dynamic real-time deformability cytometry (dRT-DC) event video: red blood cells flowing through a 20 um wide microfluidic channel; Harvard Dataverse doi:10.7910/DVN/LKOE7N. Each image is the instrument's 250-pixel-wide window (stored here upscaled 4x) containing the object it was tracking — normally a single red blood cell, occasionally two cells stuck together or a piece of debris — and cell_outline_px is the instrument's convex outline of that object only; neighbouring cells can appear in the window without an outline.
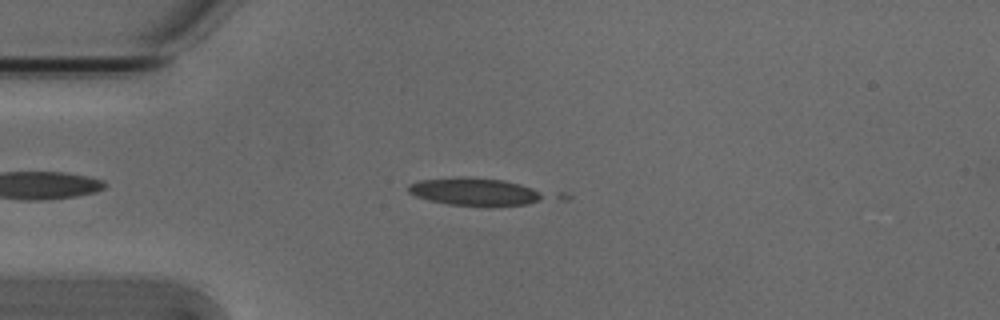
{"species": "Egyptian fruit bat (a non-hibernating species)", "species_latin": "Rousettus aegyptiacus", "temperature_condition": "cold", "stored_images_in_passage": 10, "camera_frame_rate_fps": 3000, "um_per_image_px": 0.085, "animal": {"sex": "male"}, "frame": {"image": 1, "passage_image": 6, "time_ms": 1.667, "image_size_px": [1000, 320], "cell_outline_px": [[572, 196], [568, 200], [492, 208], [488, 208], [448, 204], [428, 200], [416, 196], [408, 192], [408, 184], [420, 180], [460, 176], [468, 176], [504, 180], [568, 192]], "centroid_in_image_um": [41.1, 16.34], "position_along_channel_um": 43.9, "area_um2": 25.55}}